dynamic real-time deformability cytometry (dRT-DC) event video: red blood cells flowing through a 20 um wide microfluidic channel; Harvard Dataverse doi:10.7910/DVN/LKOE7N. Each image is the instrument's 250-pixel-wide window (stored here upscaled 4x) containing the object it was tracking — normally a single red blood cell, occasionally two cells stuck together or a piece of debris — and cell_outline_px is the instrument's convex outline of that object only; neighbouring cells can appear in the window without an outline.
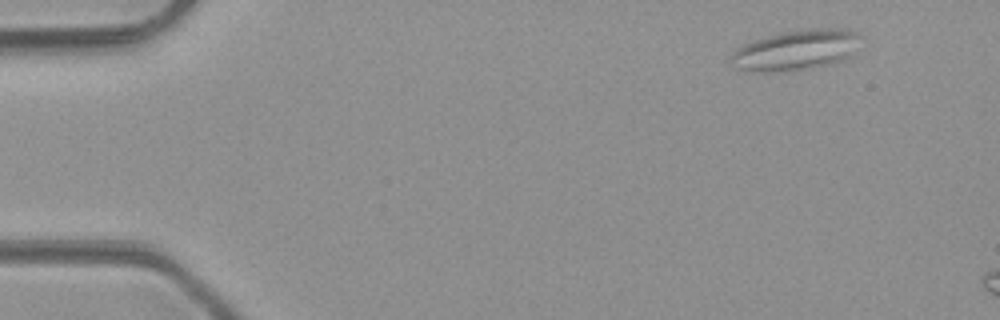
{"species": "common noctule bat (a hibernating species)", "species_latin": "Nyctalus noctula", "temperature_condition": "room temperature", "stored_images_in_passage": 5, "camera_frame_rate_fps": 3000, "um_per_image_px": 0.085, "animal": {"sex": "male", "body_mass_g": 23.1, "forearm_length_mm": 52.7}, "frame": {"image": 1, "passage_image": 2, "time_ms": 1.333, "image_size_px": [1000, 320], "cell_outline_px": [[860, 36], [848, 56], [844, 60], [812, 68], [788, 72], [760, 72], [732, 68], [728, 64], [728, 60], [732, 52], [736, 48], [752, 40], [784, 32], [816, 28], [844, 28], [856, 32]], "centroid_in_image_um": [67.54, 4.28], "position_along_channel_um": 17.5, "area_um2": 30.58}}